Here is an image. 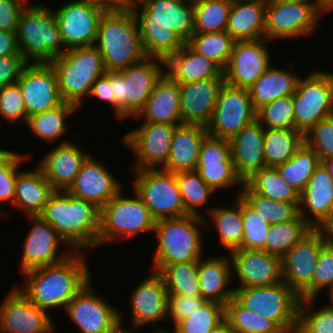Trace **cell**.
<instances>
[{
  "label": "cell",
  "mask_w": 333,
  "mask_h": 333,
  "mask_svg": "<svg viewBox=\"0 0 333 333\" xmlns=\"http://www.w3.org/2000/svg\"><path fill=\"white\" fill-rule=\"evenodd\" d=\"M315 229L319 232L326 245L333 247V212Z\"/></svg>",
  "instance_id": "cell-63"
},
{
  "label": "cell",
  "mask_w": 333,
  "mask_h": 333,
  "mask_svg": "<svg viewBox=\"0 0 333 333\" xmlns=\"http://www.w3.org/2000/svg\"><path fill=\"white\" fill-rule=\"evenodd\" d=\"M266 3H276V2H288V1H294V0H265Z\"/></svg>",
  "instance_id": "cell-70"
},
{
  "label": "cell",
  "mask_w": 333,
  "mask_h": 333,
  "mask_svg": "<svg viewBox=\"0 0 333 333\" xmlns=\"http://www.w3.org/2000/svg\"><path fill=\"white\" fill-rule=\"evenodd\" d=\"M176 180L181 193L185 212L188 215L205 217L199 207H205L206 203L216 191L207 185L196 171L176 173Z\"/></svg>",
  "instance_id": "cell-49"
},
{
  "label": "cell",
  "mask_w": 333,
  "mask_h": 333,
  "mask_svg": "<svg viewBox=\"0 0 333 333\" xmlns=\"http://www.w3.org/2000/svg\"><path fill=\"white\" fill-rule=\"evenodd\" d=\"M295 130L305 135L320 120L333 115V72L314 69L300 77L292 95Z\"/></svg>",
  "instance_id": "cell-12"
},
{
  "label": "cell",
  "mask_w": 333,
  "mask_h": 333,
  "mask_svg": "<svg viewBox=\"0 0 333 333\" xmlns=\"http://www.w3.org/2000/svg\"><path fill=\"white\" fill-rule=\"evenodd\" d=\"M300 77L297 72L271 65L248 89L254 108L258 110L278 98L293 95Z\"/></svg>",
  "instance_id": "cell-38"
},
{
  "label": "cell",
  "mask_w": 333,
  "mask_h": 333,
  "mask_svg": "<svg viewBox=\"0 0 333 333\" xmlns=\"http://www.w3.org/2000/svg\"><path fill=\"white\" fill-rule=\"evenodd\" d=\"M53 11L67 50L95 44L105 10L86 0H70Z\"/></svg>",
  "instance_id": "cell-19"
},
{
  "label": "cell",
  "mask_w": 333,
  "mask_h": 333,
  "mask_svg": "<svg viewBox=\"0 0 333 333\" xmlns=\"http://www.w3.org/2000/svg\"><path fill=\"white\" fill-rule=\"evenodd\" d=\"M129 7L138 22V31L146 56L166 61L193 35L192 1L130 0Z\"/></svg>",
  "instance_id": "cell-1"
},
{
  "label": "cell",
  "mask_w": 333,
  "mask_h": 333,
  "mask_svg": "<svg viewBox=\"0 0 333 333\" xmlns=\"http://www.w3.org/2000/svg\"><path fill=\"white\" fill-rule=\"evenodd\" d=\"M326 290V291H325ZM333 291V247L325 245L320 251L311 282V299Z\"/></svg>",
  "instance_id": "cell-57"
},
{
  "label": "cell",
  "mask_w": 333,
  "mask_h": 333,
  "mask_svg": "<svg viewBox=\"0 0 333 333\" xmlns=\"http://www.w3.org/2000/svg\"><path fill=\"white\" fill-rule=\"evenodd\" d=\"M167 328H157V329H155V330H152V331H150L149 333H169V331L168 330H166ZM172 333V332H171ZM174 333V332H173Z\"/></svg>",
  "instance_id": "cell-69"
},
{
  "label": "cell",
  "mask_w": 333,
  "mask_h": 333,
  "mask_svg": "<svg viewBox=\"0 0 333 333\" xmlns=\"http://www.w3.org/2000/svg\"><path fill=\"white\" fill-rule=\"evenodd\" d=\"M225 319L232 333H282L283 330L272 320L253 313L242 306L234 297L225 305Z\"/></svg>",
  "instance_id": "cell-44"
},
{
  "label": "cell",
  "mask_w": 333,
  "mask_h": 333,
  "mask_svg": "<svg viewBox=\"0 0 333 333\" xmlns=\"http://www.w3.org/2000/svg\"><path fill=\"white\" fill-rule=\"evenodd\" d=\"M330 10L333 11V0H321Z\"/></svg>",
  "instance_id": "cell-68"
},
{
  "label": "cell",
  "mask_w": 333,
  "mask_h": 333,
  "mask_svg": "<svg viewBox=\"0 0 333 333\" xmlns=\"http://www.w3.org/2000/svg\"><path fill=\"white\" fill-rule=\"evenodd\" d=\"M224 77L179 84L182 124L206 126L212 117Z\"/></svg>",
  "instance_id": "cell-28"
},
{
  "label": "cell",
  "mask_w": 333,
  "mask_h": 333,
  "mask_svg": "<svg viewBox=\"0 0 333 333\" xmlns=\"http://www.w3.org/2000/svg\"><path fill=\"white\" fill-rule=\"evenodd\" d=\"M15 32L19 52L28 63H49L67 51L53 8L44 3H29Z\"/></svg>",
  "instance_id": "cell-6"
},
{
  "label": "cell",
  "mask_w": 333,
  "mask_h": 333,
  "mask_svg": "<svg viewBox=\"0 0 333 333\" xmlns=\"http://www.w3.org/2000/svg\"><path fill=\"white\" fill-rule=\"evenodd\" d=\"M49 63L56 73L63 102L78 110L85 104L83 99L89 98L93 83L107 72L94 45L67 50Z\"/></svg>",
  "instance_id": "cell-7"
},
{
  "label": "cell",
  "mask_w": 333,
  "mask_h": 333,
  "mask_svg": "<svg viewBox=\"0 0 333 333\" xmlns=\"http://www.w3.org/2000/svg\"><path fill=\"white\" fill-rule=\"evenodd\" d=\"M266 38L256 41H235L224 73L225 83L249 89L271 66V50Z\"/></svg>",
  "instance_id": "cell-23"
},
{
  "label": "cell",
  "mask_w": 333,
  "mask_h": 333,
  "mask_svg": "<svg viewBox=\"0 0 333 333\" xmlns=\"http://www.w3.org/2000/svg\"><path fill=\"white\" fill-rule=\"evenodd\" d=\"M316 300H300L297 329L301 333H333V306L326 302L315 310Z\"/></svg>",
  "instance_id": "cell-51"
},
{
  "label": "cell",
  "mask_w": 333,
  "mask_h": 333,
  "mask_svg": "<svg viewBox=\"0 0 333 333\" xmlns=\"http://www.w3.org/2000/svg\"><path fill=\"white\" fill-rule=\"evenodd\" d=\"M225 319V305L206 301L186 318L178 321L172 329L174 333H208Z\"/></svg>",
  "instance_id": "cell-50"
},
{
  "label": "cell",
  "mask_w": 333,
  "mask_h": 333,
  "mask_svg": "<svg viewBox=\"0 0 333 333\" xmlns=\"http://www.w3.org/2000/svg\"><path fill=\"white\" fill-rule=\"evenodd\" d=\"M304 135L295 129H265L266 167H277L290 159L303 144Z\"/></svg>",
  "instance_id": "cell-41"
},
{
  "label": "cell",
  "mask_w": 333,
  "mask_h": 333,
  "mask_svg": "<svg viewBox=\"0 0 333 333\" xmlns=\"http://www.w3.org/2000/svg\"><path fill=\"white\" fill-rule=\"evenodd\" d=\"M304 142L314 150L320 161L333 157V115L315 124L304 135Z\"/></svg>",
  "instance_id": "cell-55"
},
{
  "label": "cell",
  "mask_w": 333,
  "mask_h": 333,
  "mask_svg": "<svg viewBox=\"0 0 333 333\" xmlns=\"http://www.w3.org/2000/svg\"><path fill=\"white\" fill-rule=\"evenodd\" d=\"M122 189H124L123 184L109 168L90 155L67 192L101 209Z\"/></svg>",
  "instance_id": "cell-26"
},
{
  "label": "cell",
  "mask_w": 333,
  "mask_h": 333,
  "mask_svg": "<svg viewBox=\"0 0 333 333\" xmlns=\"http://www.w3.org/2000/svg\"><path fill=\"white\" fill-rule=\"evenodd\" d=\"M326 243L313 228L282 257V277L300 300L311 299V282L318 255Z\"/></svg>",
  "instance_id": "cell-16"
},
{
  "label": "cell",
  "mask_w": 333,
  "mask_h": 333,
  "mask_svg": "<svg viewBox=\"0 0 333 333\" xmlns=\"http://www.w3.org/2000/svg\"><path fill=\"white\" fill-rule=\"evenodd\" d=\"M58 143L37 165L55 191H67L90 155L81 146L76 145V142L63 139Z\"/></svg>",
  "instance_id": "cell-27"
},
{
  "label": "cell",
  "mask_w": 333,
  "mask_h": 333,
  "mask_svg": "<svg viewBox=\"0 0 333 333\" xmlns=\"http://www.w3.org/2000/svg\"><path fill=\"white\" fill-rule=\"evenodd\" d=\"M312 229L300 215L293 221L270 224L266 235L265 251L282 258Z\"/></svg>",
  "instance_id": "cell-43"
},
{
  "label": "cell",
  "mask_w": 333,
  "mask_h": 333,
  "mask_svg": "<svg viewBox=\"0 0 333 333\" xmlns=\"http://www.w3.org/2000/svg\"><path fill=\"white\" fill-rule=\"evenodd\" d=\"M198 278L202 297L226 305L234 297L232 263L229 253L225 256H202L198 261Z\"/></svg>",
  "instance_id": "cell-32"
},
{
  "label": "cell",
  "mask_w": 333,
  "mask_h": 333,
  "mask_svg": "<svg viewBox=\"0 0 333 333\" xmlns=\"http://www.w3.org/2000/svg\"><path fill=\"white\" fill-rule=\"evenodd\" d=\"M233 281L239 288L271 286L283 282L282 258L264 250L237 249L229 253ZM235 273V274H234Z\"/></svg>",
  "instance_id": "cell-24"
},
{
  "label": "cell",
  "mask_w": 333,
  "mask_h": 333,
  "mask_svg": "<svg viewBox=\"0 0 333 333\" xmlns=\"http://www.w3.org/2000/svg\"><path fill=\"white\" fill-rule=\"evenodd\" d=\"M76 111L78 109L74 105L63 103L55 109L28 117L26 125L35 137L52 144L67 133L66 120Z\"/></svg>",
  "instance_id": "cell-39"
},
{
  "label": "cell",
  "mask_w": 333,
  "mask_h": 333,
  "mask_svg": "<svg viewBox=\"0 0 333 333\" xmlns=\"http://www.w3.org/2000/svg\"><path fill=\"white\" fill-rule=\"evenodd\" d=\"M35 171H19L15 180L13 207L25 216L39 215L51 195L55 192L38 166Z\"/></svg>",
  "instance_id": "cell-36"
},
{
  "label": "cell",
  "mask_w": 333,
  "mask_h": 333,
  "mask_svg": "<svg viewBox=\"0 0 333 333\" xmlns=\"http://www.w3.org/2000/svg\"><path fill=\"white\" fill-rule=\"evenodd\" d=\"M31 0H0V30L16 31L19 17Z\"/></svg>",
  "instance_id": "cell-59"
},
{
  "label": "cell",
  "mask_w": 333,
  "mask_h": 333,
  "mask_svg": "<svg viewBox=\"0 0 333 333\" xmlns=\"http://www.w3.org/2000/svg\"><path fill=\"white\" fill-rule=\"evenodd\" d=\"M0 116L11 124L16 122L26 124L27 112L18 83L0 89Z\"/></svg>",
  "instance_id": "cell-56"
},
{
  "label": "cell",
  "mask_w": 333,
  "mask_h": 333,
  "mask_svg": "<svg viewBox=\"0 0 333 333\" xmlns=\"http://www.w3.org/2000/svg\"><path fill=\"white\" fill-rule=\"evenodd\" d=\"M321 163L327 169L329 175L333 178V157L326 158L322 160Z\"/></svg>",
  "instance_id": "cell-67"
},
{
  "label": "cell",
  "mask_w": 333,
  "mask_h": 333,
  "mask_svg": "<svg viewBox=\"0 0 333 333\" xmlns=\"http://www.w3.org/2000/svg\"><path fill=\"white\" fill-rule=\"evenodd\" d=\"M165 73L166 61L149 56L119 71H111L116 119L136 117Z\"/></svg>",
  "instance_id": "cell-8"
},
{
  "label": "cell",
  "mask_w": 333,
  "mask_h": 333,
  "mask_svg": "<svg viewBox=\"0 0 333 333\" xmlns=\"http://www.w3.org/2000/svg\"><path fill=\"white\" fill-rule=\"evenodd\" d=\"M233 0H199L193 2V33L225 31Z\"/></svg>",
  "instance_id": "cell-46"
},
{
  "label": "cell",
  "mask_w": 333,
  "mask_h": 333,
  "mask_svg": "<svg viewBox=\"0 0 333 333\" xmlns=\"http://www.w3.org/2000/svg\"><path fill=\"white\" fill-rule=\"evenodd\" d=\"M240 196L270 224L293 221L300 215V202L271 200L252 191L245 183Z\"/></svg>",
  "instance_id": "cell-48"
},
{
  "label": "cell",
  "mask_w": 333,
  "mask_h": 333,
  "mask_svg": "<svg viewBox=\"0 0 333 333\" xmlns=\"http://www.w3.org/2000/svg\"><path fill=\"white\" fill-rule=\"evenodd\" d=\"M264 131L255 120L229 140L235 172L243 183L255 172L266 167Z\"/></svg>",
  "instance_id": "cell-29"
},
{
  "label": "cell",
  "mask_w": 333,
  "mask_h": 333,
  "mask_svg": "<svg viewBox=\"0 0 333 333\" xmlns=\"http://www.w3.org/2000/svg\"><path fill=\"white\" fill-rule=\"evenodd\" d=\"M326 12L331 10L321 0L266 3L265 38L273 42L310 37Z\"/></svg>",
  "instance_id": "cell-10"
},
{
  "label": "cell",
  "mask_w": 333,
  "mask_h": 333,
  "mask_svg": "<svg viewBox=\"0 0 333 333\" xmlns=\"http://www.w3.org/2000/svg\"><path fill=\"white\" fill-rule=\"evenodd\" d=\"M206 300L202 296H181L168 294V320L173 326L197 310Z\"/></svg>",
  "instance_id": "cell-58"
},
{
  "label": "cell",
  "mask_w": 333,
  "mask_h": 333,
  "mask_svg": "<svg viewBox=\"0 0 333 333\" xmlns=\"http://www.w3.org/2000/svg\"><path fill=\"white\" fill-rule=\"evenodd\" d=\"M257 110L252 104L248 89L224 83L218 95L208 135L230 140L240 130L256 120Z\"/></svg>",
  "instance_id": "cell-14"
},
{
  "label": "cell",
  "mask_w": 333,
  "mask_h": 333,
  "mask_svg": "<svg viewBox=\"0 0 333 333\" xmlns=\"http://www.w3.org/2000/svg\"><path fill=\"white\" fill-rule=\"evenodd\" d=\"M177 126L142 123L123 135V144L134 153L133 170L162 168L167 162Z\"/></svg>",
  "instance_id": "cell-15"
},
{
  "label": "cell",
  "mask_w": 333,
  "mask_h": 333,
  "mask_svg": "<svg viewBox=\"0 0 333 333\" xmlns=\"http://www.w3.org/2000/svg\"><path fill=\"white\" fill-rule=\"evenodd\" d=\"M162 276L168 294L202 296L198 278V261L166 265Z\"/></svg>",
  "instance_id": "cell-47"
},
{
  "label": "cell",
  "mask_w": 333,
  "mask_h": 333,
  "mask_svg": "<svg viewBox=\"0 0 333 333\" xmlns=\"http://www.w3.org/2000/svg\"><path fill=\"white\" fill-rule=\"evenodd\" d=\"M86 251H74L63 261L30 269L24 273L25 282L15 285L40 309L53 311L62 308L92 279Z\"/></svg>",
  "instance_id": "cell-2"
},
{
  "label": "cell",
  "mask_w": 333,
  "mask_h": 333,
  "mask_svg": "<svg viewBox=\"0 0 333 333\" xmlns=\"http://www.w3.org/2000/svg\"><path fill=\"white\" fill-rule=\"evenodd\" d=\"M16 32L0 30V57L19 54Z\"/></svg>",
  "instance_id": "cell-62"
},
{
  "label": "cell",
  "mask_w": 333,
  "mask_h": 333,
  "mask_svg": "<svg viewBox=\"0 0 333 333\" xmlns=\"http://www.w3.org/2000/svg\"><path fill=\"white\" fill-rule=\"evenodd\" d=\"M252 191L271 200L300 202V193L290 186L277 168L265 167L244 182Z\"/></svg>",
  "instance_id": "cell-42"
},
{
  "label": "cell",
  "mask_w": 333,
  "mask_h": 333,
  "mask_svg": "<svg viewBox=\"0 0 333 333\" xmlns=\"http://www.w3.org/2000/svg\"><path fill=\"white\" fill-rule=\"evenodd\" d=\"M12 288L0 303V333H55L51 314Z\"/></svg>",
  "instance_id": "cell-20"
},
{
  "label": "cell",
  "mask_w": 333,
  "mask_h": 333,
  "mask_svg": "<svg viewBox=\"0 0 333 333\" xmlns=\"http://www.w3.org/2000/svg\"><path fill=\"white\" fill-rule=\"evenodd\" d=\"M17 83L25 103L27 119L64 103L59 93L56 73L50 63H27Z\"/></svg>",
  "instance_id": "cell-21"
},
{
  "label": "cell",
  "mask_w": 333,
  "mask_h": 333,
  "mask_svg": "<svg viewBox=\"0 0 333 333\" xmlns=\"http://www.w3.org/2000/svg\"><path fill=\"white\" fill-rule=\"evenodd\" d=\"M122 189L101 208L98 247L108 242L136 238L141 233H153L156 220L149 208L134 192L125 196Z\"/></svg>",
  "instance_id": "cell-9"
},
{
  "label": "cell",
  "mask_w": 333,
  "mask_h": 333,
  "mask_svg": "<svg viewBox=\"0 0 333 333\" xmlns=\"http://www.w3.org/2000/svg\"><path fill=\"white\" fill-rule=\"evenodd\" d=\"M256 120L264 129H295L292 95L263 105L257 110Z\"/></svg>",
  "instance_id": "cell-52"
},
{
  "label": "cell",
  "mask_w": 333,
  "mask_h": 333,
  "mask_svg": "<svg viewBox=\"0 0 333 333\" xmlns=\"http://www.w3.org/2000/svg\"><path fill=\"white\" fill-rule=\"evenodd\" d=\"M326 296H328L327 297L329 299L328 302L333 306V291L329 295H326Z\"/></svg>",
  "instance_id": "cell-71"
},
{
  "label": "cell",
  "mask_w": 333,
  "mask_h": 333,
  "mask_svg": "<svg viewBox=\"0 0 333 333\" xmlns=\"http://www.w3.org/2000/svg\"><path fill=\"white\" fill-rule=\"evenodd\" d=\"M235 40L225 31L193 33L187 44L197 53L215 62L223 71L231 57Z\"/></svg>",
  "instance_id": "cell-45"
},
{
  "label": "cell",
  "mask_w": 333,
  "mask_h": 333,
  "mask_svg": "<svg viewBox=\"0 0 333 333\" xmlns=\"http://www.w3.org/2000/svg\"><path fill=\"white\" fill-rule=\"evenodd\" d=\"M320 163L314 150L303 142L290 159L276 168L281 177L301 194Z\"/></svg>",
  "instance_id": "cell-40"
},
{
  "label": "cell",
  "mask_w": 333,
  "mask_h": 333,
  "mask_svg": "<svg viewBox=\"0 0 333 333\" xmlns=\"http://www.w3.org/2000/svg\"><path fill=\"white\" fill-rule=\"evenodd\" d=\"M166 73L178 84L224 77L223 70L212 60L185 43L166 60Z\"/></svg>",
  "instance_id": "cell-35"
},
{
  "label": "cell",
  "mask_w": 333,
  "mask_h": 333,
  "mask_svg": "<svg viewBox=\"0 0 333 333\" xmlns=\"http://www.w3.org/2000/svg\"><path fill=\"white\" fill-rule=\"evenodd\" d=\"M129 296L131 326L143 328L157 322H167L168 292L162 276L151 271L142 278Z\"/></svg>",
  "instance_id": "cell-25"
},
{
  "label": "cell",
  "mask_w": 333,
  "mask_h": 333,
  "mask_svg": "<svg viewBox=\"0 0 333 333\" xmlns=\"http://www.w3.org/2000/svg\"><path fill=\"white\" fill-rule=\"evenodd\" d=\"M123 312L121 310H119V320L120 323L115 327L114 332L113 333H137V329L139 330V328L131 326L130 327H125L126 325L123 324Z\"/></svg>",
  "instance_id": "cell-65"
},
{
  "label": "cell",
  "mask_w": 333,
  "mask_h": 333,
  "mask_svg": "<svg viewBox=\"0 0 333 333\" xmlns=\"http://www.w3.org/2000/svg\"><path fill=\"white\" fill-rule=\"evenodd\" d=\"M89 97H95L106 104H110L116 117V102L111 85V71L100 76L92 85Z\"/></svg>",
  "instance_id": "cell-61"
},
{
  "label": "cell",
  "mask_w": 333,
  "mask_h": 333,
  "mask_svg": "<svg viewBox=\"0 0 333 333\" xmlns=\"http://www.w3.org/2000/svg\"><path fill=\"white\" fill-rule=\"evenodd\" d=\"M143 123L181 125L180 87L167 73L156 83L143 109L132 119Z\"/></svg>",
  "instance_id": "cell-30"
},
{
  "label": "cell",
  "mask_w": 333,
  "mask_h": 333,
  "mask_svg": "<svg viewBox=\"0 0 333 333\" xmlns=\"http://www.w3.org/2000/svg\"><path fill=\"white\" fill-rule=\"evenodd\" d=\"M243 240L241 249L264 250L270 223L241 197Z\"/></svg>",
  "instance_id": "cell-53"
},
{
  "label": "cell",
  "mask_w": 333,
  "mask_h": 333,
  "mask_svg": "<svg viewBox=\"0 0 333 333\" xmlns=\"http://www.w3.org/2000/svg\"><path fill=\"white\" fill-rule=\"evenodd\" d=\"M101 209L95 204L55 191L39 216L47 221L73 251L98 248Z\"/></svg>",
  "instance_id": "cell-3"
},
{
  "label": "cell",
  "mask_w": 333,
  "mask_h": 333,
  "mask_svg": "<svg viewBox=\"0 0 333 333\" xmlns=\"http://www.w3.org/2000/svg\"><path fill=\"white\" fill-rule=\"evenodd\" d=\"M195 171L216 192L239 186L236 195H241L244 183L235 172L229 140L207 135Z\"/></svg>",
  "instance_id": "cell-22"
},
{
  "label": "cell",
  "mask_w": 333,
  "mask_h": 333,
  "mask_svg": "<svg viewBox=\"0 0 333 333\" xmlns=\"http://www.w3.org/2000/svg\"><path fill=\"white\" fill-rule=\"evenodd\" d=\"M234 288V298L249 311L274 321L283 331L297 328L300 297L284 282Z\"/></svg>",
  "instance_id": "cell-11"
},
{
  "label": "cell",
  "mask_w": 333,
  "mask_h": 333,
  "mask_svg": "<svg viewBox=\"0 0 333 333\" xmlns=\"http://www.w3.org/2000/svg\"><path fill=\"white\" fill-rule=\"evenodd\" d=\"M202 227L206 229L204 219L194 215L156 220L152 271L159 273L166 265L199 261L204 255Z\"/></svg>",
  "instance_id": "cell-5"
},
{
  "label": "cell",
  "mask_w": 333,
  "mask_h": 333,
  "mask_svg": "<svg viewBox=\"0 0 333 333\" xmlns=\"http://www.w3.org/2000/svg\"><path fill=\"white\" fill-rule=\"evenodd\" d=\"M265 0H233L226 31L235 41L265 38Z\"/></svg>",
  "instance_id": "cell-34"
},
{
  "label": "cell",
  "mask_w": 333,
  "mask_h": 333,
  "mask_svg": "<svg viewBox=\"0 0 333 333\" xmlns=\"http://www.w3.org/2000/svg\"><path fill=\"white\" fill-rule=\"evenodd\" d=\"M206 126L181 124L175 128L166 164L161 168L172 173L195 171Z\"/></svg>",
  "instance_id": "cell-33"
},
{
  "label": "cell",
  "mask_w": 333,
  "mask_h": 333,
  "mask_svg": "<svg viewBox=\"0 0 333 333\" xmlns=\"http://www.w3.org/2000/svg\"><path fill=\"white\" fill-rule=\"evenodd\" d=\"M230 206V207H229ZM224 207L222 206H211L206 207V215L211 219H204L205 228L214 226L217 231L218 239L222 246L228 251V253L241 249V243L243 240V219L241 209V196L236 197V201L232 205ZM208 209V210H207ZM208 221V222H207ZM210 221V222H209ZM213 223V224H210Z\"/></svg>",
  "instance_id": "cell-37"
},
{
  "label": "cell",
  "mask_w": 333,
  "mask_h": 333,
  "mask_svg": "<svg viewBox=\"0 0 333 333\" xmlns=\"http://www.w3.org/2000/svg\"><path fill=\"white\" fill-rule=\"evenodd\" d=\"M332 212L333 178L320 163L300 194L299 214L315 228Z\"/></svg>",
  "instance_id": "cell-31"
},
{
  "label": "cell",
  "mask_w": 333,
  "mask_h": 333,
  "mask_svg": "<svg viewBox=\"0 0 333 333\" xmlns=\"http://www.w3.org/2000/svg\"><path fill=\"white\" fill-rule=\"evenodd\" d=\"M26 217L33 222V225L22 245L20 275L30 269L59 263L74 252L55 229L39 215ZM59 248L63 249L62 252Z\"/></svg>",
  "instance_id": "cell-17"
},
{
  "label": "cell",
  "mask_w": 333,
  "mask_h": 333,
  "mask_svg": "<svg viewBox=\"0 0 333 333\" xmlns=\"http://www.w3.org/2000/svg\"><path fill=\"white\" fill-rule=\"evenodd\" d=\"M282 333H301L297 328L289 331H283Z\"/></svg>",
  "instance_id": "cell-72"
},
{
  "label": "cell",
  "mask_w": 333,
  "mask_h": 333,
  "mask_svg": "<svg viewBox=\"0 0 333 333\" xmlns=\"http://www.w3.org/2000/svg\"><path fill=\"white\" fill-rule=\"evenodd\" d=\"M94 46L102 56L106 71H119L146 57L138 22L130 7L102 14Z\"/></svg>",
  "instance_id": "cell-4"
},
{
  "label": "cell",
  "mask_w": 333,
  "mask_h": 333,
  "mask_svg": "<svg viewBox=\"0 0 333 333\" xmlns=\"http://www.w3.org/2000/svg\"><path fill=\"white\" fill-rule=\"evenodd\" d=\"M208 333H232L228 322L226 319H224L218 326L211 329Z\"/></svg>",
  "instance_id": "cell-66"
},
{
  "label": "cell",
  "mask_w": 333,
  "mask_h": 333,
  "mask_svg": "<svg viewBox=\"0 0 333 333\" xmlns=\"http://www.w3.org/2000/svg\"><path fill=\"white\" fill-rule=\"evenodd\" d=\"M134 192L149 208L155 220L187 216L176 174L163 169L133 170Z\"/></svg>",
  "instance_id": "cell-13"
},
{
  "label": "cell",
  "mask_w": 333,
  "mask_h": 333,
  "mask_svg": "<svg viewBox=\"0 0 333 333\" xmlns=\"http://www.w3.org/2000/svg\"><path fill=\"white\" fill-rule=\"evenodd\" d=\"M92 281L68 303L66 314L81 333H113L120 323V309L97 295Z\"/></svg>",
  "instance_id": "cell-18"
},
{
  "label": "cell",
  "mask_w": 333,
  "mask_h": 333,
  "mask_svg": "<svg viewBox=\"0 0 333 333\" xmlns=\"http://www.w3.org/2000/svg\"><path fill=\"white\" fill-rule=\"evenodd\" d=\"M105 11H118L129 8L130 0H86Z\"/></svg>",
  "instance_id": "cell-64"
},
{
  "label": "cell",
  "mask_w": 333,
  "mask_h": 333,
  "mask_svg": "<svg viewBox=\"0 0 333 333\" xmlns=\"http://www.w3.org/2000/svg\"><path fill=\"white\" fill-rule=\"evenodd\" d=\"M28 157L25 154L0 148V203L3 202L13 206L15 198V180L20 171L21 164ZM0 215L2 211L0 208Z\"/></svg>",
  "instance_id": "cell-54"
},
{
  "label": "cell",
  "mask_w": 333,
  "mask_h": 333,
  "mask_svg": "<svg viewBox=\"0 0 333 333\" xmlns=\"http://www.w3.org/2000/svg\"><path fill=\"white\" fill-rule=\"evenodd\" d=\"M27 63L21 53L0 57V89L17 83L22 69Z\"/></svg>",
  "instance_id": "cell-60"
}]
</instances>
